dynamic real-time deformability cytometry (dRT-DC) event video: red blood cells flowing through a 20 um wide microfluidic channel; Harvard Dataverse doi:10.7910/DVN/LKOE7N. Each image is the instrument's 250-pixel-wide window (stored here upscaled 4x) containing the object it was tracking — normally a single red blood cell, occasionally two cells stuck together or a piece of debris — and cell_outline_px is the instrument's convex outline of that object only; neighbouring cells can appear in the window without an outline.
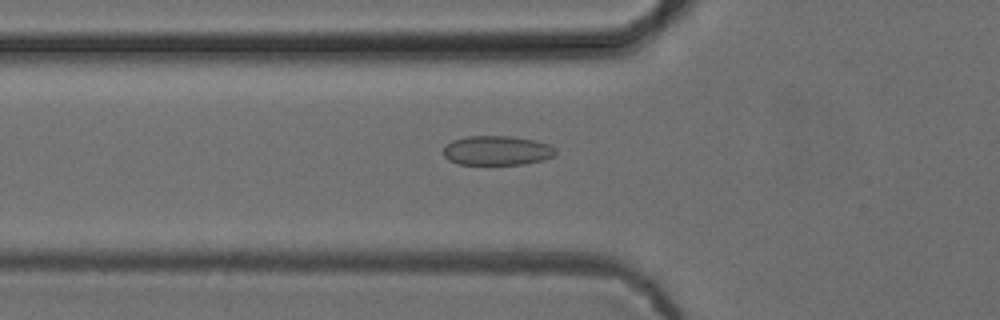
{"species": "common noctule bat (a hibernating species)", "species_latin": "Nyctalus noctula", "temperature_condition": "cold", "stored_images_in_passage": 53, "camera_frame_rate_fps": 3000, "um_per_image_px": 0.085, "animal": {"sex": "female", "body_mass_g": 24.6, "forearm_length_mm": 56.2}, "frame": {"image": 1, "passage_image": 19, "time_ms": 6.0, "image_size_px": [1000, 320], "cell_outline_px": [[556, 156], [544, 160], [524, 164], [456, 164], [448, 160], [444, 156], [444, 148], [452, 140], [468, 136], [508, 136], [536, 140], [548, 144], [556, 148]], "centroid_in_image_um": [42.28, 12.8], "position_along_channel_um": 83.5, "area_um2": 19.36}}
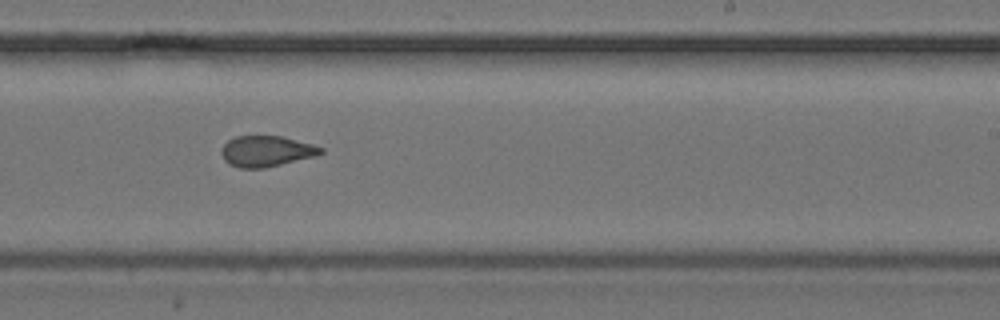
{"frame": {"image": 2, "passage_image": 33, "time_ms": 10.667, "image_size_px": [1000, 320], "cell_outline_px": [[324, 152], [316, 156], [264, 168], [240, 168], [228, 164], [224, 160], [220, 152], [224, 144], [228, 140], [236, 136], [284, 136], [312, 144], [324, 148]], "centroid_in_image_um": [22.64, 12.85], "position_along_channel_um": 266.4, "area_um2": 17.98}}
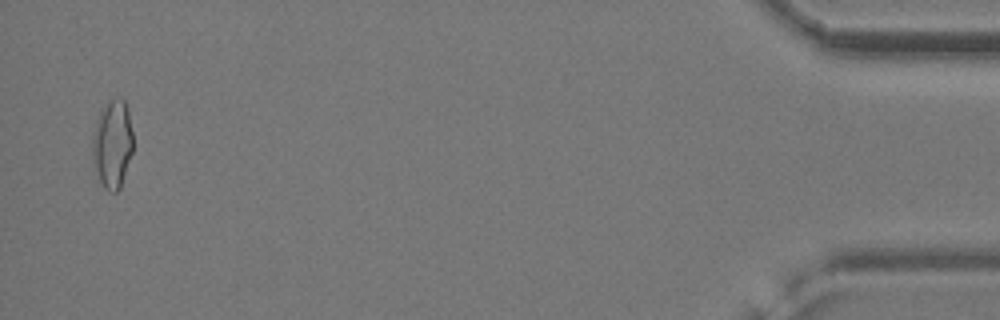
{"frame": {"image": 3, "passage_image": 52, "time_ms": 17.0, "image_size_px": [1000, 320], "cell_outline_px": [[132, 152], [120, 188], [116, 192], [108, 192], [104, 188], [100, 180], [92, 160], [92, 136], [96, 120], [100, 108], [108, 100], [124, 100], [128, 108], [132, 132]], "centroid_in_image_um": [9.54, 12.23], "position_along_channel_um": 425.7, "area_um2": 20.92}, "authors_computed_cell_mechanics": {"area_um2": 18.8428, "velocity_mm_per_s": 3.8969, "shape_relaxation_time_tau1_ms": null, "shape_relaxation_time_tau2_ms": 1.6143, "deformation_change_tau1": null, "deformation_change_tau2": 0.0545}}